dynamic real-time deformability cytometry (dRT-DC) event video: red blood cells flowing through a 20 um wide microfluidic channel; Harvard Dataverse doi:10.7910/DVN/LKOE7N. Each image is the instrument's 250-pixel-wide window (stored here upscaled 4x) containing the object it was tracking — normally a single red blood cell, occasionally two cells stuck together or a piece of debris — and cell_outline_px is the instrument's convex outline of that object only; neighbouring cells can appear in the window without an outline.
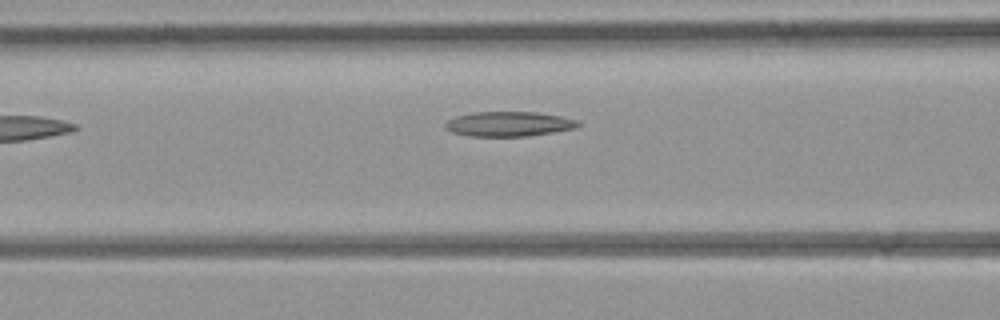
{"species": "common noctule bat (a hibernating species)", "species_latin": "Nyctalus noctula", "temperature_condition": "room temperature", "stored_images_in_passage": 4, "segment_of_instrument_passage": [1, 2], "camera_frame_rate_fps": 3000, "um_per_image_px": 0.085, "animal": {"sex": "female", "body_mass_g": 21.9}, "frame": {"image": 1, "passage_image": 3, "time_ms": 2.333, "image_size_px": [1000, 320], "cell_outline_px": [[580, 124], [576, 128], [552, 132], [524, 136], [468, 136], [452, 132], [444, 128], [444, 124], [448, 120], [456, 116], [472, 112], [536, 112], [560, 116], [576, 120]], "centroid_in_image_um": [43.2, 10.53], "position_along_channel_um": 123.4, "area_um2": 19.07}}